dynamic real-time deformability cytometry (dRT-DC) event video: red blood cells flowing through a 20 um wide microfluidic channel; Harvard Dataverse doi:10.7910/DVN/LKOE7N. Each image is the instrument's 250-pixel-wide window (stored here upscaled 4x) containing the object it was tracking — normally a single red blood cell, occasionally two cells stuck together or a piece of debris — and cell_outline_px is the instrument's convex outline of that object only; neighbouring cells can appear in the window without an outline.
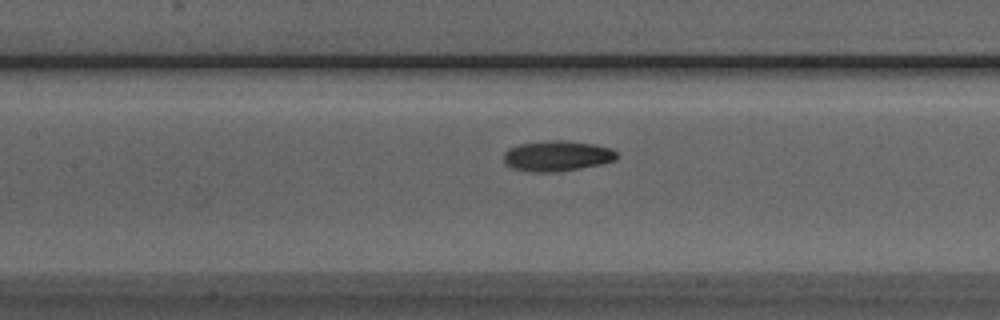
{"species": "Egyptian fruit bat (a non-hibernating species)", "species_latin": "Rousettus aegyptiacus", "temperature_condition": "room temperature", "stored_images_in_passage": 38, "camera_frame_rate_fps": 3000, "um_per_image_px": 0.085, "animal": {"sex": "male"}, "frame": {"image": 1, "passage_image": 10, "time_ms": 3.0, "image_size_px": [1000, 320], "cell_outline_px": [[620, 156], [616, 160], [600, 164], [580, 168], [556, 172], [532, 172], [512, 168], [504, 164], [504, 152], [508, 148], [520, 144], [552, 140], [560, 140], [592, 144], [612, 148]], "centroid_in_image_um": [47.35, 13.26], "position_along_channel_um": 160.1, "area_um2": 20.11}}
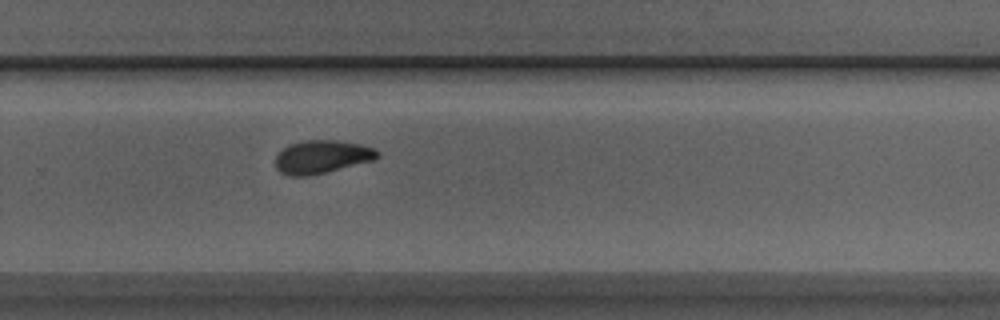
{"frame": {"image": 2, "passage_image": 21, "time_ms": 6.667, "image_size_px": [1000, 320], "cell_outline_px": [[380, 156], [376, 160], [308, 176], [288, 176], [280, 172], [276, 168], [276, 156], [288, 144], [304, 140], [336, 140], [360, 144], [376, 148], [380, 152]], "centroid_in_image_um": [27.39, 13.33], "position_along_channel_um": 302.4, "area_um2": 19.88}}
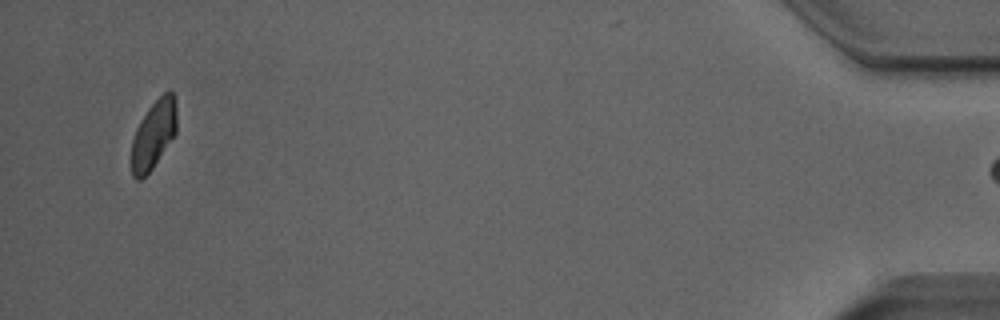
{"frame": {"image": 3, "passage_image": 37, "time_ms": 12.0, "image_size_px": [1000, 320], "cell_outline_px": [[176, 132], [152, 168], [140, 180], [136, 180], [132, 176], [128, 160], [132, 140], [136, 128], [140, 120], [148, 108], [168, 88], [172, 88], [176, 100]], "centroid_in_image_um": [13.01, 11.43], "position_along_channel_um": 422.2, "area_um2": 18.5}, "authors_computed_cell_mechanics": {"area_um2": 19.7387, "velocity_mm_per_s": 3.9012, "shape_relaxation_time_tau1_ms": 3.934, "shape_relaxation_time_tau2_ms": 6.384, "deformation_change_tau1": 0.117, "deformation_change_tau2": 0.1154}}